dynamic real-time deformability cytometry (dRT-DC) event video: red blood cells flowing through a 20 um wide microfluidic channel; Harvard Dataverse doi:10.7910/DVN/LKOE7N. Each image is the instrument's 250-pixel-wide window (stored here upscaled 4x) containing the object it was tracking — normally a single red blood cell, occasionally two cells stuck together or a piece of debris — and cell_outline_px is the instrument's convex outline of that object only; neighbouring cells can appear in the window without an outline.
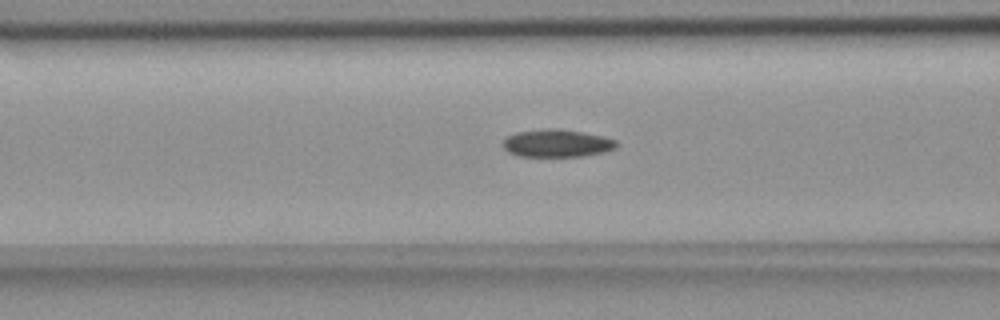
{"species": "common noctule bat (a hibernating species)", "species_latin": "Nyctalus noctula", "temperature_condition": "room temperature", "stored_images_in_passage": 35, "camera_frame_rate_fps": 3000, "um_per_image_px": 0.085, "animal": {"sex": "female", "body_mass_g": 18.4}, "frame": {"image": 1, "passage_image": 6, "time_ms": 1.667, "image_size_px": [1000, 320], "cell_outline_px": [[620, 144], [616, 148], [604, 152], [584, 156], [520, 156], [508, 152], [500, 144], [508, 136], [516, 132], [548, 128], [556, 128], [604, 136], [616, 140]], "centroid_in_image_um": [47.35, 12.18], "position_along_channel_um": 119.3, "area_um2": 18.38}}
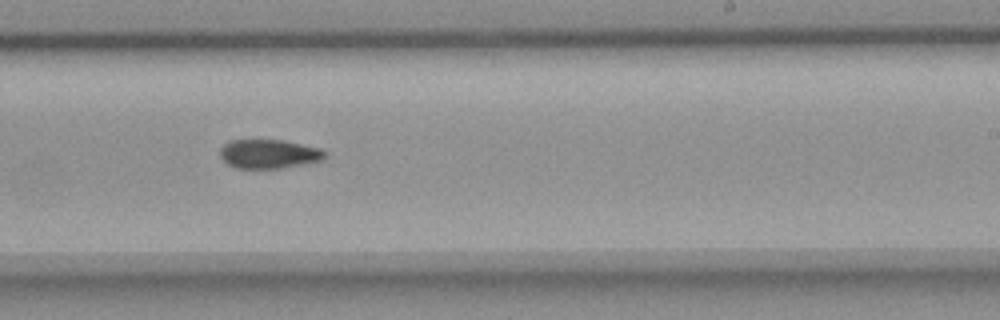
{"frame": {"image": 2, "passage_image": 18, "time_ms": 5.667, "image_size_px": [1000, 320], "cell_outline_px": [[328, 156], [320, 160], [304, 164], [280, 168], [236, 168], [228, 164], [220, 156], [220, 148], [228, 140], [284, 140], [320, 148]], "centroid_in_image_um": [22.84, 13.07], "position_along_channel_um": 266.2, "area_um2": 17.69}}
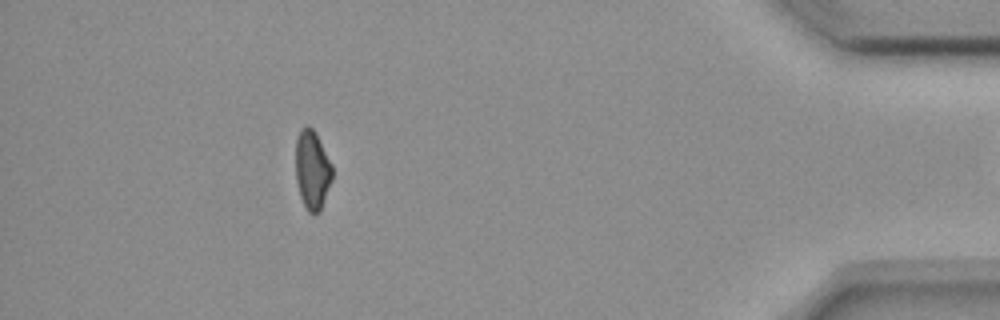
{"frame": {"image": 3, "passage_image": 34, "time_ms": 11.0, "image_size_px": [1000, 320], "cell_outline_px": [[332, 180], [320, 212], [308, 212], [300, 196], [296, 180], [296, 136], [300, 128], [308, 124], [316, 132], [332, 164]], "centroid_in_image_um": [26.54, 14.39], "position_along_channel_um": 408.7, "area_um2": 16.99}}